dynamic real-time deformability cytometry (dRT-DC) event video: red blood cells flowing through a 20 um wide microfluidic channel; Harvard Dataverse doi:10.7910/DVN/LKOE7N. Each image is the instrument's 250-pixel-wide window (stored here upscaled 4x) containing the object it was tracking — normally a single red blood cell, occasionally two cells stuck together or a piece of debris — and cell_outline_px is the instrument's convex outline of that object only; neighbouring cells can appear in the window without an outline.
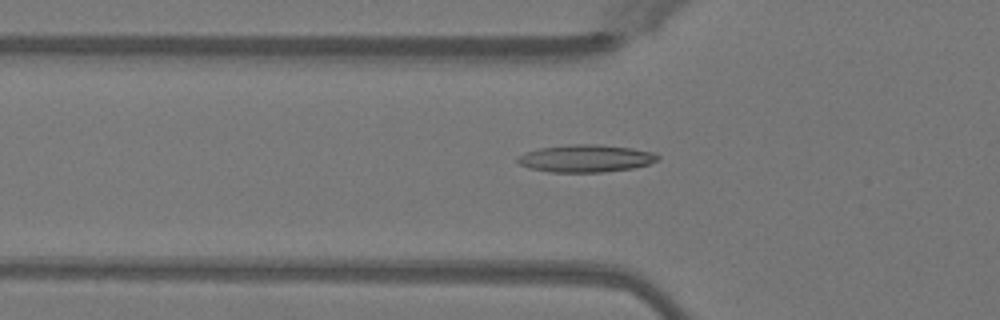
{"species": "Egyptian fruit bat (a non-hibernating species)", "species_latin": "Rousettus aegyptiacus", "temperature_condition": "warm", "stored_images_in_passage": 34, "camera_frame_rate_fps": 3000, "um_per_image_px": 0.085, "animal": {"sex": "female"}, "frame": {"image": 1, "passage_image": 8, "time_ms": 2.333, "image_size_px": [1000, 320], "cell_outline_px": [[660, 160], [648, 164], [632, 168], [604, 172], [548, 172], [528, 168], [520, 164], [516, 160], [516, 156], [524, 152], [540, 148], [572, 144], [600, 144], [632, 148], [656, 152], [660, 156]], "centroid_in_image_um": [49.8, 13.46], "position_along_channel_um": 76.0, "area_um2": 22.72}}
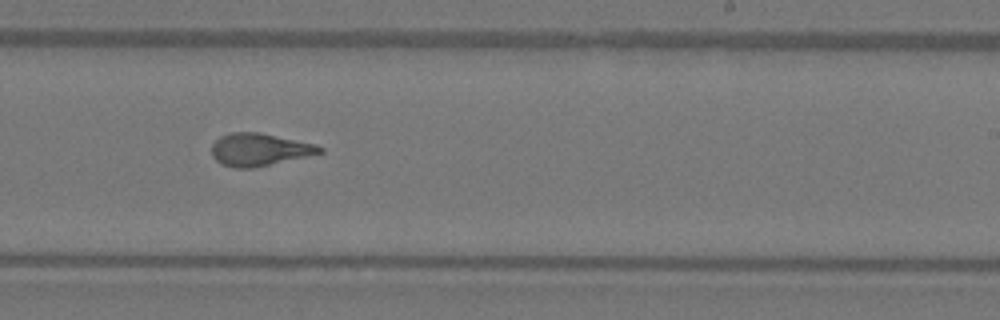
{"frame": {"image": 2, "passage_image": 22, "time_ms": 7.0, "image_size_px": [1000, 320], "cell_outline_px": [[324, 152], [252, 168], [232, 168], [220, 164], [212, 156], [212, 144], [220, 136], [228, 132], [260, 132], [316, 144], [324, 148]], "centroid_in_image_um": [22.01, 12.71], "position_along_channel_um": 267.0, "area_um2": 20.52}}
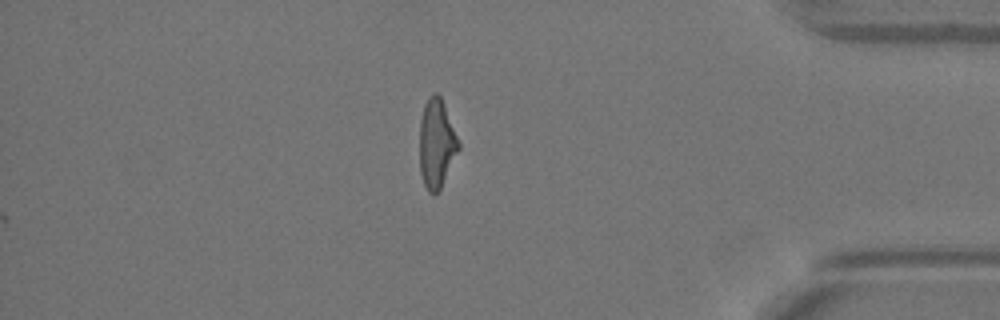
{"frame": {"image": 3, "passage_image": 34, "time_ms": 11.0, "image_size_px": [1000, 320], "cell_outline_px": [[460, 148], [440, 188], [432, 196], [428, 192], [424, 184], [420, 172], [420, 120], [424, 104], [428, 96], [432, 92], [436, 92], [440, 96], [444, 104], [460, 144]], "centroid_in_image_um": [37.09, 12.18], "position_along_channel_um": 398.1, "area_um2": 20.11}, "authors_computed_cell_mechanics": {"area_um2": 20.4901, "velocity_mm_per_s": 4.0811, "shape_relaxation_time_tau1_ms": 7.1633, "shape_relaxation_time_tau2_ms": 1.5409, "deformation_change_tau1": 0.2367, "deformation_change_tau2": 0.1008}}